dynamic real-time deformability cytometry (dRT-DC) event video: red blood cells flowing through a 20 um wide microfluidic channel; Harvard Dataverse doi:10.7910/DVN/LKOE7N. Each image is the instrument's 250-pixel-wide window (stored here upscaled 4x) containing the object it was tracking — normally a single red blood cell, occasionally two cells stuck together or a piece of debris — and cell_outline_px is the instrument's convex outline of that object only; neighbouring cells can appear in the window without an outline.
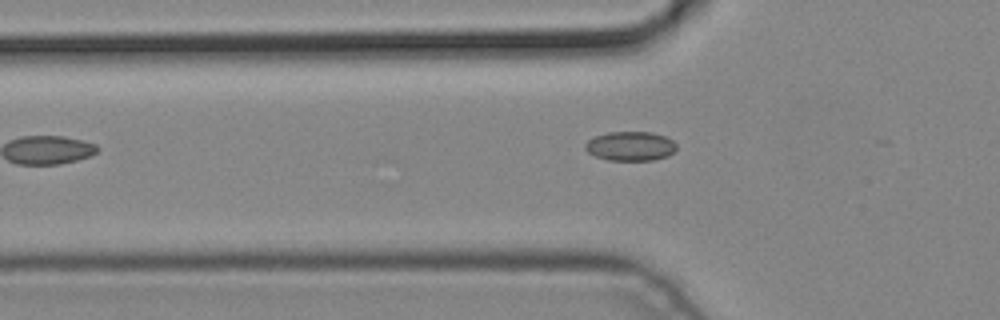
{"species": "common noctule bat (a hibernating species)", "species_latin": "Nyctalus noctula", "temperature_condition": "cold", "stored_images_in_passage": 4, "camera_frame_rate_fps": 3000, "um_per_image_px": 0.085, "animal": {"sex": "male", "body_mass_g": 19.2, "forearm_length_mm": 51.8}, "frame": {"image": 1, "passage_image": 3, "time_ms": 0.667, "image_size_px": [1000, 320], "cell_outline_px": [[676, 148], [668, 156], [652, 160], [608, 160], [596, 156], [588, 152], [584, 148], [584, 144], [588, 140], [596, 136], [608, 132], [652, 132], [664, 136], [672, 140], [676, 144]], "centroid_in_image_um": [53.57, 12.42], "position_along_channel_um": 72.2, "area_um2": 15.49}}
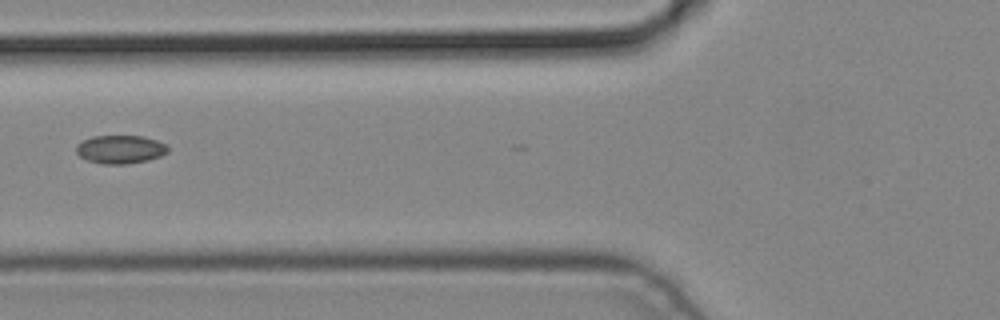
{"frame": {"image": 2, "passage_image": 4, "time_ms": 1.0, "image_size_px": [1000, 320], "cell_outline_px": [[168, 152], [160, 156], [148, 160], [128, 164], [100, 164], [88, 160], [80, 156], [76, 152], [76, 144], [92, 136], [144, 136], [168, 144]], "centroid_in_image_um": [10.24, 12.69], "position_along_channel_um": 115.6, "area_um2": 15.26}}